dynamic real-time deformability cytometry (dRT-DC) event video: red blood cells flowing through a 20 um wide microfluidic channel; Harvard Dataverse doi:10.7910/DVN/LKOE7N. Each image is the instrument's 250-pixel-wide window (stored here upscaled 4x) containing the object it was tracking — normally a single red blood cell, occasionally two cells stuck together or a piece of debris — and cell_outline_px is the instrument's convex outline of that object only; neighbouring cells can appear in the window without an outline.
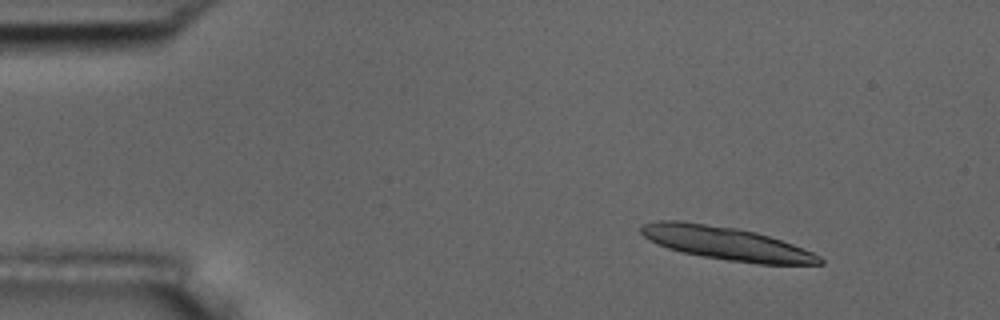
{"species": "common noctule bat (a hibernating species)", "species_latin": "Nyctalus noctula", "temperature_condition": "room temperature", "stored_images_in_passage": 7, "segment_of_instrument_passage": [1, 2], "camera_frame_rate_fps": 3000, "um_per_image_px": 0.085, "animal": {"sex": "male", "body_mass_g": 17.5, "forearm_length_mm": 52.3}, "frame": {"image": 1, "passage_image": 2, "time_ms": 1.0, "image_size_px": [1000, 320], "cell_outline_px": [[824, 264], [760, 264], [728, 260], [680, 252], [668, 248], [648, 240], [640, 232], [640, 224], [660, 220], [680, 220], [736, 228], [756, 232], [792, 244], [812, 252], [820, 256], [824, 260]], "centroid_in_image_um": [61.69, 20.67], "position_along_channel_um": 23.3, "area_um2": 34.39}}